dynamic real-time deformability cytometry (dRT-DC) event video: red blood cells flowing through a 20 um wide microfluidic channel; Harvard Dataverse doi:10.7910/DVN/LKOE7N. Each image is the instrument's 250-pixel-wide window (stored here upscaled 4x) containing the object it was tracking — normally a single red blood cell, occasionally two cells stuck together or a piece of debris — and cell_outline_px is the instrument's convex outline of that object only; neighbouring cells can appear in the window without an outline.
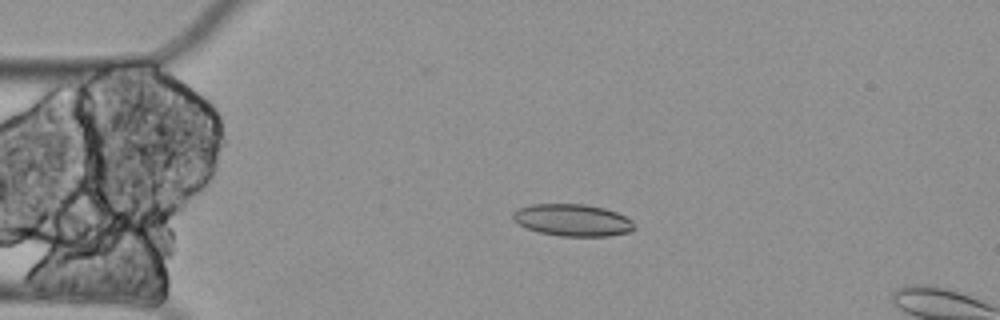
{"species": "Egyptian fruit bat (a non-hibernating species)", "species_latin": "Rousettus aegyptiacus", "temperature_condition": "cold", "stored_images_in_passage": 4, "camera_frame_rate_fps": 3000, "um_per_image_px": 0.085, "animal": {"sex": "female"}, "frame": {"image": 1, "passage_image": 3, "time_ms": 0.667, "image_size_px": [1000, 320], "cell_outline_px": [[636, 228], [632, 232], [608, 236], [560, 236], [540, 232], [528, 228], [512, 220], [512, 212], [520, 208], [532, 204], [584, 204], [604, 208], [616, 212], [632, 220], [636, 224]], "centroid_in_image_um": [48.71, 18.71], "position_along_channel_um": 36.3, "area_um2": 22.72}}